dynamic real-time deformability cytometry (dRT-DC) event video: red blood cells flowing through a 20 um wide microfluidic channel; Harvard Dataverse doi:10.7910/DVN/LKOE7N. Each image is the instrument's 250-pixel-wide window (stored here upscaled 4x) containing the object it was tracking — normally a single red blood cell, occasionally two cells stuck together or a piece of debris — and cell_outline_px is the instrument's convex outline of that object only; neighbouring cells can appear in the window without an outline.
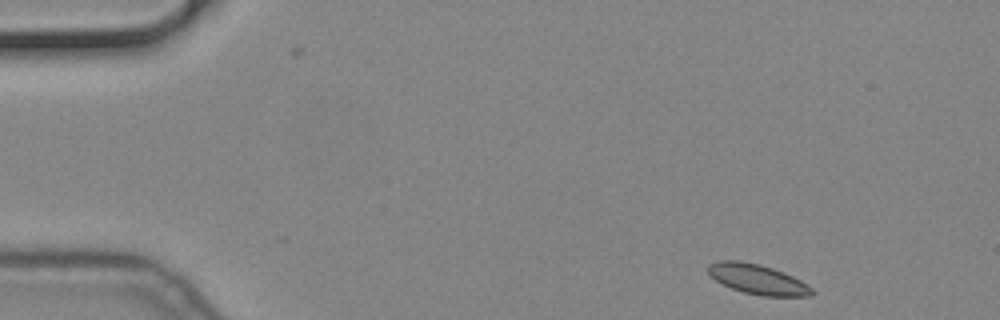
{"species": "common noctule bat (a hibernating species)", "species_latin": "Nyctalus noctula", "temperature_condition": "cold", "stored_images_in_passage": 3, "camera_frame_rate_fps": 3000, "um_per_image_px": 0.085, "animal": {"sex": "male", "body_mass_g": 19.2, "forearm_length_mm": 51.8}, "frame": {"image": 1, "passage_image": 1, "time_ms": 0.0, "image_size_px": [1000, 320], "cell_outline_px": [[816, 292], [812, 296], [764, 296], [744, 292], [732, 288], [716, 280], [708, 272], [708, 264], [720, 260], [740, 260], [760, 264], [784, 272], [808, 284]], "centroid_in_image_um": [64.43, 23.73], "position_along_channel_um": 20.6, "area_um2": 18.09}}
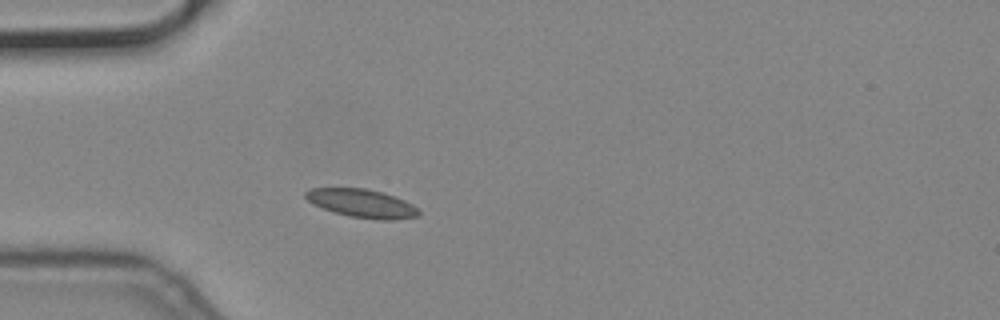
{"frame": {"image": 2, "passage_image": 3, "time_ms": 0.667, "image_size_px": [1000, 320], "cell_outline_px": [[420, 216], [392, 220], [380, 220], [348, 216], [324, 208], [308, 200], [304, 196], [304, 192], [312, 188], [364, 188], [380, 192], [404, 200], [420, 208]], "centroid_in_image_um": [30.81, 17.29], "position_along_channel_um": 54.2, "area_um2": 18.5}}